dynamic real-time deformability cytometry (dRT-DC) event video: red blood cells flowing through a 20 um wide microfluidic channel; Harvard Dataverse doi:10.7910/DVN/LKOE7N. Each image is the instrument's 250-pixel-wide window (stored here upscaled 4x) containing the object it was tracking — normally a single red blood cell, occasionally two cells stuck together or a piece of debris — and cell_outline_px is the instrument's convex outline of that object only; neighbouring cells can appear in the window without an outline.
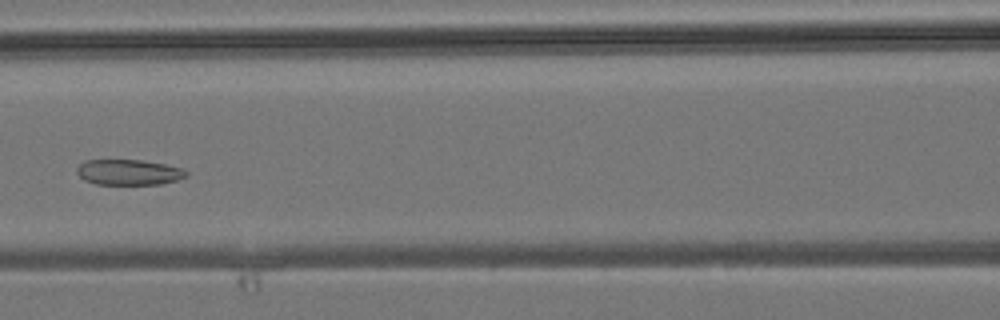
{"species": "common noctule bat (a hibernating species)", "species_latin": "Nyctalus noctula", "temperature_condition": "room temperature", "stored_images_in_passage": 5, "camera_frame_rate_fps": 3000, "um_per_image_px": 0.085, "animal": {"sex": "male", "body_mass_g": 19.2, "forearm_length_mm": 51.8}, "frame": {"image": 1, "passage_image": 5, "time_ms": 5.0, "image_size_px": [1000, 320], "cell_outline_px": [[188, 176], [176, 180], [160, 184], [96, 184], [84, 180], [76, 172], [76, 168], [84, 160], [140, 160], [164, 164], [180, 168], [188, 172]], "centroid_in_image_um": [10.92, 14.64], "position_along_channel_um": 155.7, "area_um2": 16.18}}